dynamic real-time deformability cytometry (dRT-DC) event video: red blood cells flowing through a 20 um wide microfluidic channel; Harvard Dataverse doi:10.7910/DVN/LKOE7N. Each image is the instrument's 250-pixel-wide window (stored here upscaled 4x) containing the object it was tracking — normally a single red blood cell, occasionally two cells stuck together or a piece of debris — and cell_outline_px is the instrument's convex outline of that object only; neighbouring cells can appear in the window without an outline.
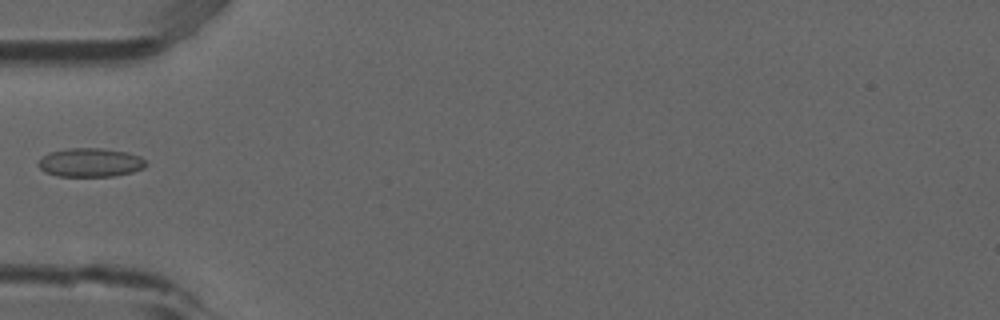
{"species": "common noctule bat (a hibernating species)", "species_latin": "Nyctalus noctula", "temperature_condition": "room temperature", "stored_images_in_passage": 5, "camera_frame_rate_fps": 3000, "um_per_image_px": 0.085, "animal": {"sex": "male", "forearm_length_mm": 52.5}, "frame": {"image": 1, "passage_image": 4, "time_ms": 1.0, "image_size_px": [1000, 320], "cell_outline_px": [[148, 164], [144, 168], [132, 172], [112, 176], [60, 176], [44, 172], [36, 164], [48, 152], [68, 148], [100, 148], [128, 152], [140, 156]], "centroid_in_image_um": [7.68, 13.81], "position_along_channel_um": 77.3, "area_um2": 18.09}}
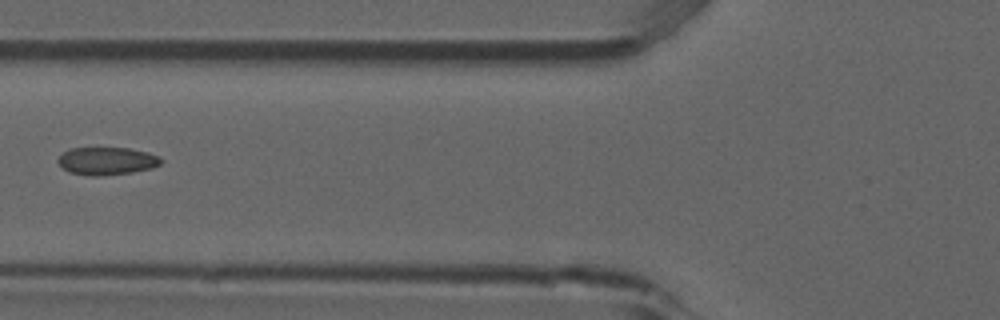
{"frame": {"image": 2, "passage_image": 5, "time_ms": 1.333, "image_size_px": [1000, 320], "cell_outline_px": [[164, 160], [160, 164], [152, 168], [132, 172], [100, 176], [88, 176], [68, 172], [56, 160], [64, 152], [72, 148], [128, 148], [148, 152], [160, 156]], "centroid_in_image_um": [9.11, 13.69], "position_along_channel_um": 116.7, "area_um2": 16.7}}